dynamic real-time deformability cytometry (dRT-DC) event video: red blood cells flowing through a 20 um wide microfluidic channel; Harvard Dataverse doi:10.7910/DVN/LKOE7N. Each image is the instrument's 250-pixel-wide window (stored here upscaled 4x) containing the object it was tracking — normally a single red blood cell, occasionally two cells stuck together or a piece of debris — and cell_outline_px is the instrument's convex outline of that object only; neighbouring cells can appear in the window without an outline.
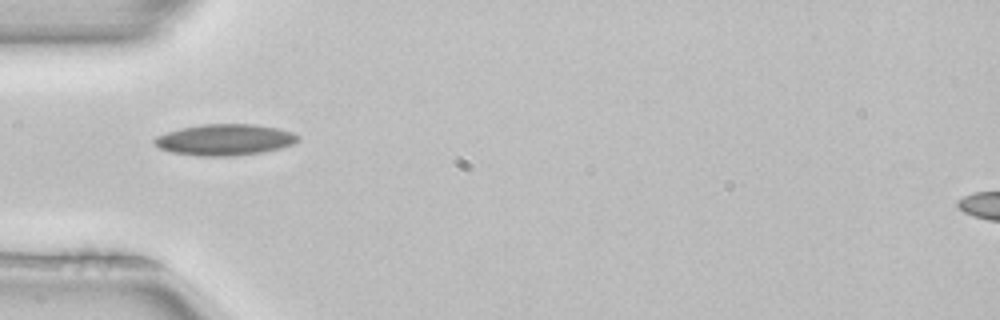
{"species": "common noctule bat (a hibernating species)", "species_latin": "Nyctalus noctula", "temperature_condition": "room temperature", "stored_images_in_passage": 4, "camera_frame_rate_fps": 3000, "um_per_image_px": 0.085, "animal": {"sex": "female", "body_mass_g": 22.7, "forearm_length_mm": 54.2}, "frame": {"image": 1, "passage_image": 4, "time_ms": 1.0, "image_size_px": [1000, 320], "cell_outline_px": [[300, 140], [292, 144], [280, 148], [260, 152], [232, 156], [196, 156], [172, 152], [160, 148], [152, 140], [156, 136], [180, 128], [200, 124], [252, 124], [276, 128], [292, 132], [300, 136]], "centroid_in_image_um": [19.1, 11.87], "position_along_channel_um": 65.9, "area_um2": 26.01}}